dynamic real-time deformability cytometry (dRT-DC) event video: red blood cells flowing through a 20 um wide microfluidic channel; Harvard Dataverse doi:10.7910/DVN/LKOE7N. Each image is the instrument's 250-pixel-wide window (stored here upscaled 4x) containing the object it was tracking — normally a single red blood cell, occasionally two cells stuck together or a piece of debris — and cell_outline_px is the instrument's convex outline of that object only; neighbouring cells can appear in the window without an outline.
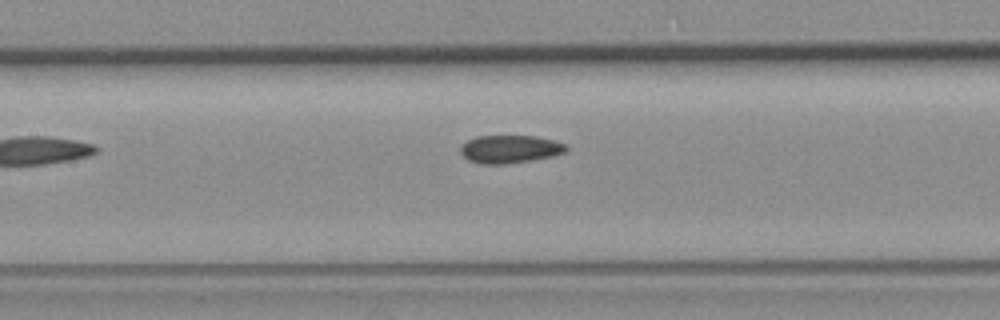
{"species": "common noctule bat (a hibernating species)", "species_latin": "Nyctalus noctula", "temperature_condition": "room temperature", "stored_images_in_passage": 5, "camera_frame_rate_fps": 3000, "um_per_image_px": 0.085, "animal": {"sex": "female", "body_mass_g": 19.3, "forearm_length_mm": 54.1}, "frame": {"image": 1, "passage_image": 5, "time_ms": 4.667, "image_size_px": [1000, 320], "cell_outline_px": [[568, 148], [564, 152], [552, 156], [504, 164], [480, 164], [468, 160], [460, 152], [460, 148], [468, 140], [476, 136], [536, 136], [552, 140], [564, 144]], "centroid_in_image_um": [43.3, 12.67], "position_along_channel_um": 164.1, "area_um2": 16.94}}